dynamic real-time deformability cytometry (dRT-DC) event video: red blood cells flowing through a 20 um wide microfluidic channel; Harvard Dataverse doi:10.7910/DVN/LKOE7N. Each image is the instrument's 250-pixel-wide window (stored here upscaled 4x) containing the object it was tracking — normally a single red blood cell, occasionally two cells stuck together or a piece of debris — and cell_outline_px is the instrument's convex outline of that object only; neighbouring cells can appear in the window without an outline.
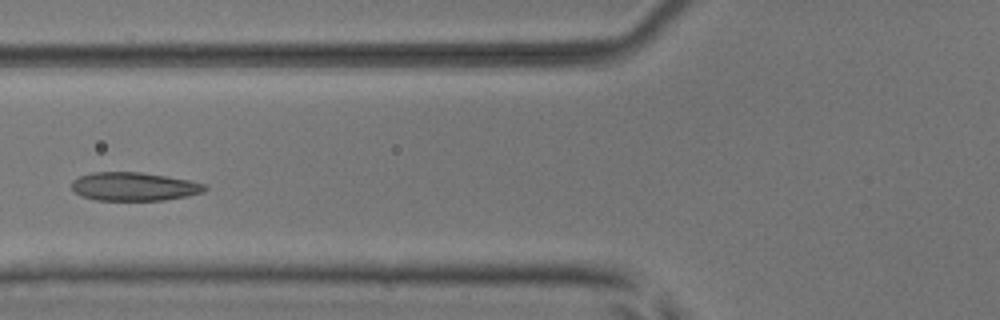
{"species": "common noctule bat (a hibernating species)", "species_latin": "Nyctalus noctula", "temperature_condition": "room temperature", "stored_images_in_passage": 5, "camera_frame_rate_fps": 3000, "um_per_image_px": 0.085, "animal": {"sex": "male", "body_mass_g": 17.9, "forearm_length_mm": 54.2}, "frame": {"image": 1, "passage_image": 4, "time_ms": 1.0, "image_size_px": [1000, 320], "cell_outline_px": [[208, 188], [204, 192], [164, 200], [96, 200], [80, 196], [72, 188], [72, 180], [80, 176], [92, 172], [140, 172], [188, 180], [204, 184]], "centroid_in_image_um": [11.36, 15.86], "position_along_channel_um": 114.4, "area_um2": 21.91}}
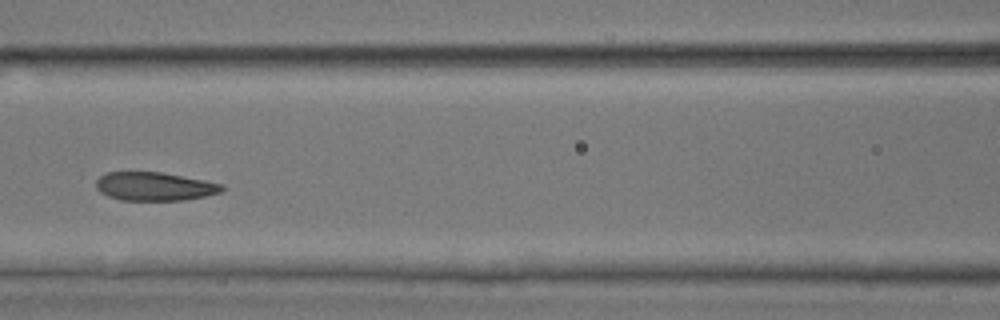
{"frame": {"image": 2, "passage_image": 5, "time_ms": 1.333, "image_size_px": [1000, 320], "cell_outline_px": [[224, 188], [220, 192], [204, 196], [184, 200], [120, 200], [108, 196], [100, 192], [96, 188], [96, 180], [100, 176], [108, 172], [160, 172], [204, 180], [224, 184]], "centroid_in_image_um": [13.12, 15.84], "position_along_channel_um": 153.5, "area_um2": 20.81}}